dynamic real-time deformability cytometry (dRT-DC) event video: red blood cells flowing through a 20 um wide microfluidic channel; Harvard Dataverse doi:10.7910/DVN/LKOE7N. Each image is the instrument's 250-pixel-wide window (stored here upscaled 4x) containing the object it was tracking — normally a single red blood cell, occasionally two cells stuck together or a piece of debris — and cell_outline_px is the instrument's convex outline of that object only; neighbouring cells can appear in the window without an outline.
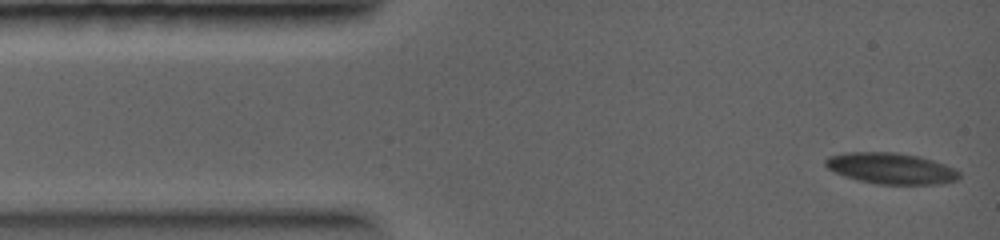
{"species": "common noctule bat (a hibernating species)", "species_latin": "Nyctalus noctula", "temperature_condition": "warm", "stored_images_in_passage": 33, "camera_frame_rate_fps": 5000, "um_per_image_px": 0.085, "animal": {"sex": "female", "body_mass_g": 19.0, "forearm_length_mm": 56.7}, "frame": {"image": 1, "passage_image": 1, "time_ms": 0.0, "image_size_px": [1000, 240], "cell_outline_px": [[960, 176], [956, 180], [944, 184], [876, 184], [844, 176], [828, 168], [824, 164], [824, 160], [828, 156], [844, 152], [896, 152], [916, 156], [932, 160], [944, 164], [960, 172]], "centroid_in_image_um": [75.72, 14.31], "position_along_channel_um": 9.3, "area_um2": 24.16}}
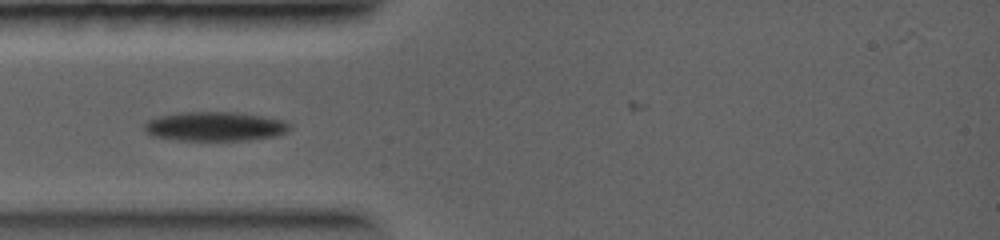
{"frame": {"image": 2, "passage_image": 8, "time_ms": 2.6, "image_size_px": [1000, 240], "cell_outline_px": [[292, 124], [288, 132], [276, 136], [240, 140], [180, 140], [152, 136], [144, 132], [144, 124], [148, 120], [156, 116], [180, 112], [236, 112], [284, 120]], "centroid_in_image_um": [18.25, 10.74], "position_along_channel_um": 66.8, "area_um2": 24.85}}
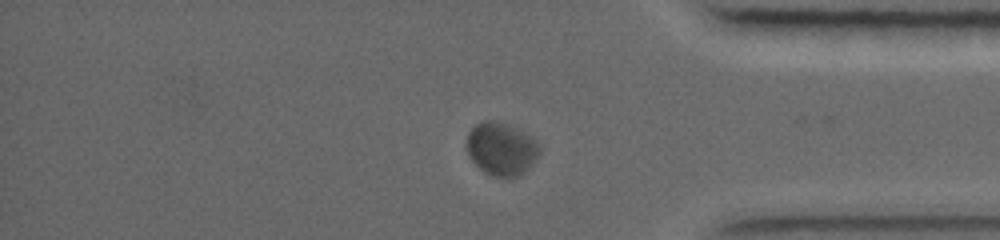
{"frame": {"image": 3, "passage_image": 26, "time_ms": 9.2, "image_size_px": [1000, 240], "cell_outline_px": [[540, 152], [536, 160], [520, 176], [492, 176], [484, 172], [468, 156], [468, 132], [476, 124], [484, 120], [496, 120], [508, 124], [532, 136], [540, 144]], "centroid_in_image_um": [42.64, 12.63], "position_along_channel_um": 392.6, "area_um2": 22.48}}